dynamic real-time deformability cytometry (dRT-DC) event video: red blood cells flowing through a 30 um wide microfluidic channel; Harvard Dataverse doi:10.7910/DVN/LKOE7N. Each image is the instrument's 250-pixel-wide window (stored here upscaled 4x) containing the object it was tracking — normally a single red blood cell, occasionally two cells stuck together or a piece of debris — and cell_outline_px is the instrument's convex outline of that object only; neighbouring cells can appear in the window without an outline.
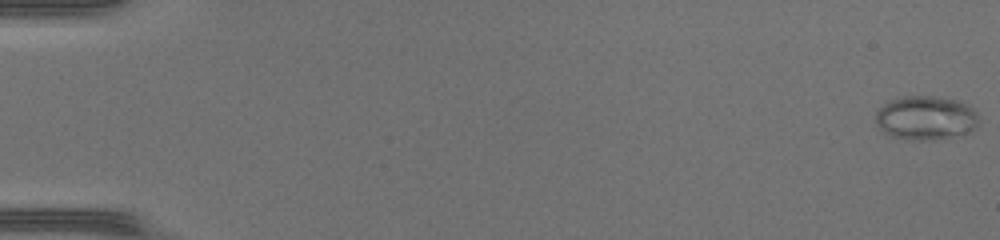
{"species": "common noctule bat (a hibernating species)", "species_latin": "Nyctalus noctula", "temperature_condition": "warm", "stored_images_in_passage": 49, "camera_frame_rate_fps": 3000, "um_per_image_px": 0.085, "animal": {"sex": "female", "body_mass_g": 17.0, "forearm_length_mm": 48.0}, "frame": {"image": 1, "passage_image": 1, "time_ms": 0.0, "image_size_px": [1000, 240], "cell_outline_px": [[980, 128], [964, 136], [936, 140], [912, 140], [888, 136], [876, 124], [876, 112], [888, 100], [904, 96], [936, 96], [956, 100], [972, 108], [976, 112]], "centroid_in_image_um": [78.74, 10.05], "position_along_channel_um": 6.3, "area_um2": 27.11}}
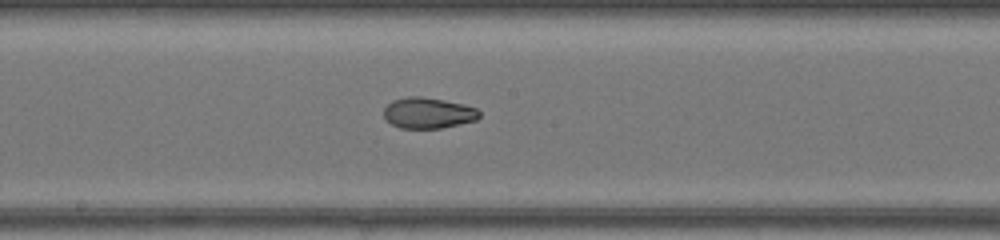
{"frame": {"image": 2, "passage_image": 28, "time_ms": 9.0, "image_size_px": [1000, 240], "cell_outline_px": [[480, 116], [476, 120], [460, 124], [440, 128], [400, 128], [392, 124], [384, 116], [384, 108], [392, 100], [408, 96], [420, 96], [444, 100], [464, 104], [476, 108], [480, 112]], "centroid_in_image_um": [36.4, 9.59], "position_along_channel_um": 211.8, "area_um2": 17.17}}
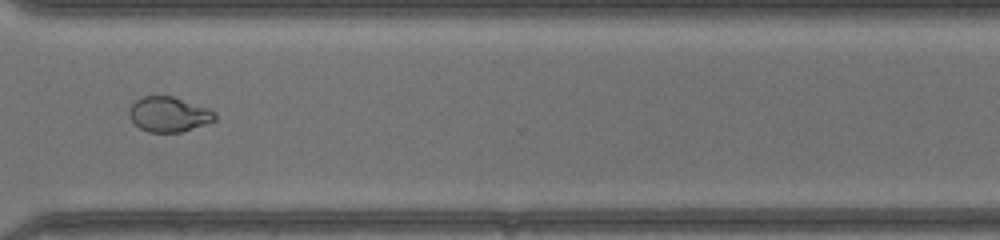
{"frame": {"image": 3, "passage_image": 38, "time_ms": 12.333, "image_size_px": [1000, 240], "cell_outline_px": [[216, 120], [180, 132], [148, 132], [140, 128], [128, 116], [128, 108], [136, 100], [144, 96], [172, 96], [212, 108], [216, 112]], "centroid_in_image_um": [14.36, 9.7], "position_along_channel_um": 356.2, "area_um2": 17.63}, "authors_computed_cell_mechanics": {"area_um2": 20.9814, "velocity_mm_per_s": 4.3478, "shape_relaxation_time_tau1_ms": null, "shape_relaxation_time_tau2_ms": 1.3385, "deformation_change_tau1": null, "deformation_change_tau2": 0.0581}}